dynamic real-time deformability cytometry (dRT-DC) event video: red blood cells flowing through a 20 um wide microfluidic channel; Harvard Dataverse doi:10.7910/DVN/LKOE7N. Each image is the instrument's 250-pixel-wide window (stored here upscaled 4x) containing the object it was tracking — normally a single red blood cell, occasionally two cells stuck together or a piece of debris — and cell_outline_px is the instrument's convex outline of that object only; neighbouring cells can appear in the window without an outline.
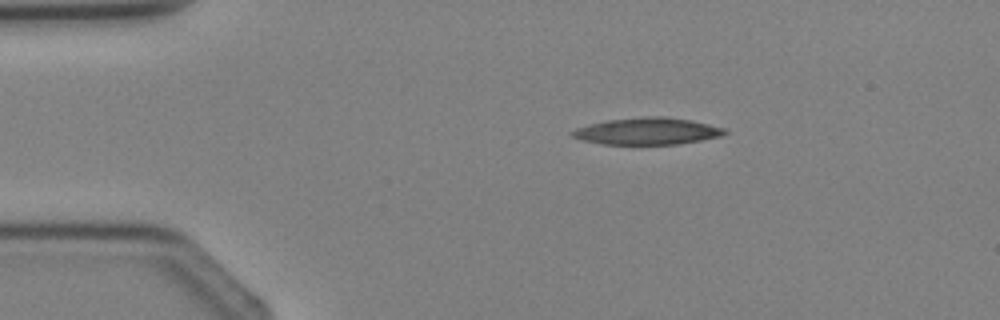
{"species": "Egyptian fruit bat (a non-hibernating species)", "species_latin": "Rousettus aegyptiacus", "temperature_condition": "cold", "stored_images_in_passage": 2, "camera_frame_rate_fps": 3000, "um_per_image_px": 0.085, "animal": {"sex": "female"}, "frame": {"image": 1, "passage_image": 1, "time_ms": 0.0, "image_size_px": [1000, 320], "cell_outline_px": [[728, 132], [720, 136], [700, 140], [676, 144], [600, 144], [580, 140], [572, 136], [568, 132], [576, 128], [608, 120], [644, 116], [664, 116], [692, 120], [724, 128]], "centroid_in_image_um": [54.99, 11.15], "position_along_channel_um": 30.0, "area_um2": 23.81}}